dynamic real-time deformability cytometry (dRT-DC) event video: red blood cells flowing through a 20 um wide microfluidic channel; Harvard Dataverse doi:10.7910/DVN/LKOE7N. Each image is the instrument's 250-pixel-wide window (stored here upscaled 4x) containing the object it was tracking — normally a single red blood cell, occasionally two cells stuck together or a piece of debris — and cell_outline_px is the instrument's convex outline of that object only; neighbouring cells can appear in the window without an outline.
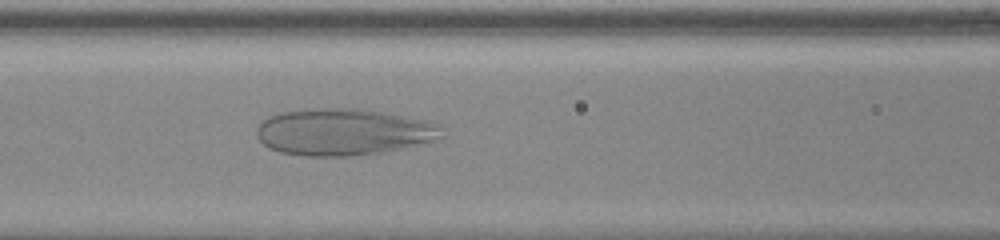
{"species": "human", "species_latin": "Homo sapiens", "temperature_condition": "warm", "stored_images_in_passage": 39, "camera_frame_rate_fps": 3000, "um_per_image_px": 0.085, "donor": {"sex": "female"}, "frame": {"image": 1, "passage_image": 10, "time_ms": 3.0, "image_size_px": [1000, 240], "cell_outline_px": [[444, 136], [432, 140], [400, 148], [380, 152], [348, 156], [308, 156], [280, 152], [268, 148], [256, 136], [256, 128], [268, 116], [284, 112], [316, 108], [364, 108], [428, 120], [444, 128]], "centroid_in_image_um": [29.19, 11.2], "position_along_channel_um": 137.4, "area_um2": 50.4}}
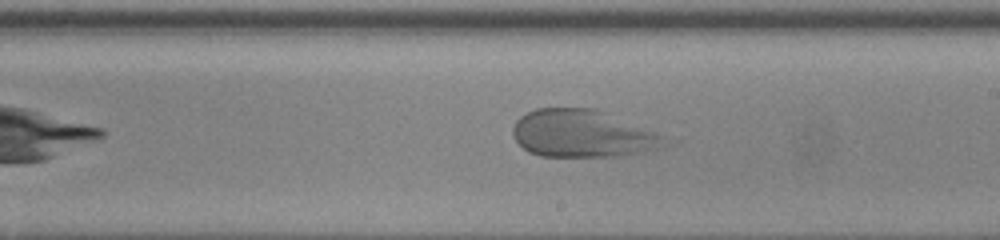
{"frame": {"image": 2, "passage_image": 18, "time_ms": 5.667, "image_size_px": [1000, 240], "cell_outline_px": [[680, 140], [672, 144], [644, 152], [620, 156], [540, 156], [528, 152], [512, 136], [512, 128], [516, 120], [520, 116], [536, 108], [600, 108]], "centroid_in_image_um": [49.68, 11.35], "position_along_channel_um": 239.3, "area_um2": 43.47}}
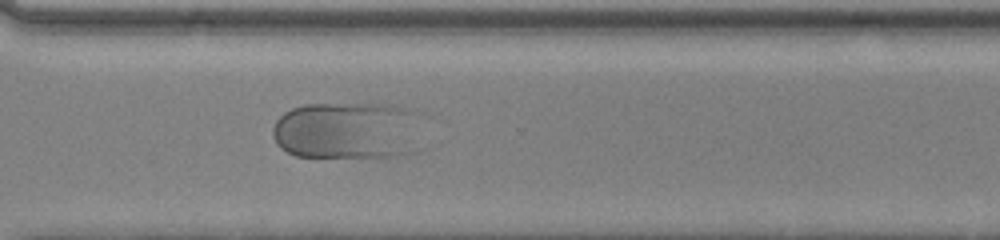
{"frame": {"image": 3, "passage_image": 26, "time_ms": 8.333, "image_size_px": [1000, 240], "cell_outline_px": [[428, 148], [404, 156], [296, 156], [280, 148], [276, 144], [272, 136], [272, 128], [276, 120], [284, 112], [292, 108], [304, 104], [380, 104], [404, 108], [408, 112]], "centroid_in_image_um": [29.53, 11.13], "position_along_channel_um": 341.1, "area_um2": 50.63}}